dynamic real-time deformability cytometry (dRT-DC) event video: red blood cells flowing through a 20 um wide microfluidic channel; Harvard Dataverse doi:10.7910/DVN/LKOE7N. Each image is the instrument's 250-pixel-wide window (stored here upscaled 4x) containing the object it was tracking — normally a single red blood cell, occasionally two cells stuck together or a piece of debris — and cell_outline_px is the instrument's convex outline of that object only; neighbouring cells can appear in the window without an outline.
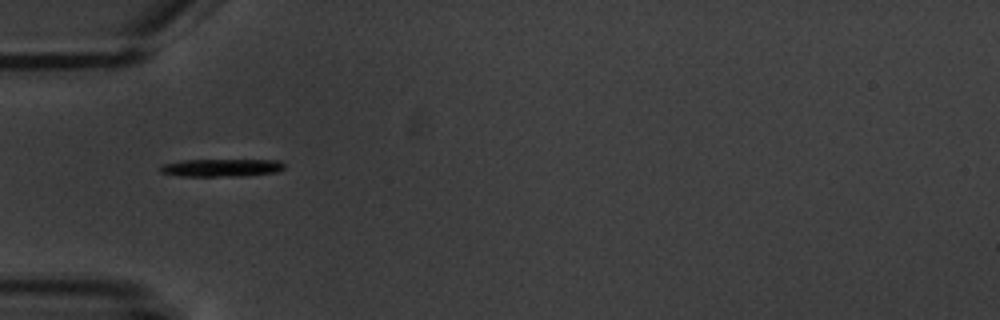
{"species": "common noctule bat (a hibernating species)", "species_latin": "Nyctalus noctula", "temperature_condition": "warm", "stored_images_in_passage": 4, "camera_frame_rate_fps": 3000, "um_per_image_px": 0.085, "animal": {"sex": "male", "body_mass_g": 20.1, "forearm_length_mm": 53.5}, "frame": {"image": 1, "passage_image": 4, "time_ms": 3.333, "image_size_px": [1000, 320], "cell_outline_px": [[284, 168], [276, 172], [244, 176], [180, 176], [160, 172], [160, 168], [164, 164], [180, 160], [280, 160], [284, 164]], "centroid_in_image_um": [18.84, 14.25], "position_along_channel_um": 66.2, "area_um2": 12.77}}